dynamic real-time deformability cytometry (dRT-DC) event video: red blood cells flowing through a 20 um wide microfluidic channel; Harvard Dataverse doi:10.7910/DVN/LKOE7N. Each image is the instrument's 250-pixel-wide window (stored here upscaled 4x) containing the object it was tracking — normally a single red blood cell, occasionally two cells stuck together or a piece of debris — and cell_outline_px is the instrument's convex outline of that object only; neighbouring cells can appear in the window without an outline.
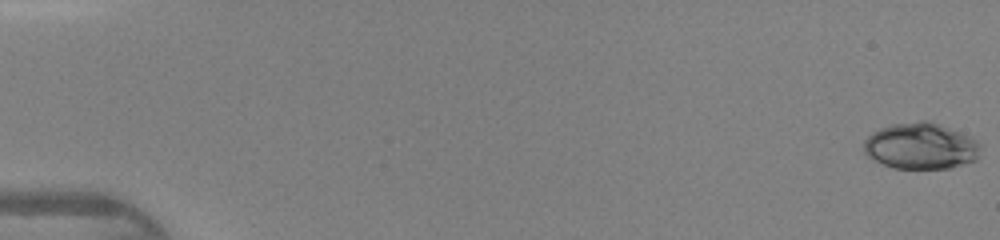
{"species": "human", "species_latin": "Homo sapiens", "temperature_condition": "warm", "stored_images_in_passage": 46, "camera_frame_rate_fps": 3000, "um_per_image_px": 0.085, "donor": {"sex": "female"}, "frame": {"image": 1, "passage_image": 1, "time_ms": 0.0, "image_size_px": [1000, 240], "cell_outline_px": [[980, 148], [976, 160], [952, 168], [892, 168], [872, 160], [864, 152], [864, 140], [872, 132], [880, 128], [892, 124], [920, 120], [928, 120], [940, 124], [972, 136], [980, 144]], "centroid_in_image_um": [78.27, 12.41], "position_along_channel_um": 6.7, "area_um2": 31.79}}
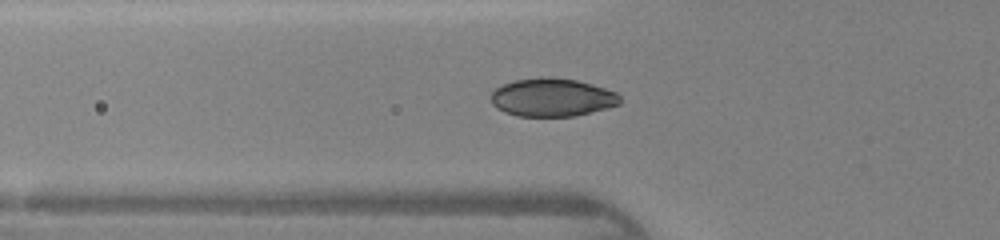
{"frame": {"image": 2, "passage_image": 17, "time_ms": 5.333, "image_size_px": [1000, 240], "cell_outline_px": [[620, 104], [608, 108], [576, 116], [516, 116], [504, 112], [496, 108], [492, 104], [492, 92], [496, 88], [504, 84], [516, 80], [544, 76], [552, 76], [576, 80], [592, 84], [616, 92], [620, 96]], "centroid_in_image_um": [46.94, 8.28], "position_along_channel_um": 78.9, "area_um2": 28.84}}
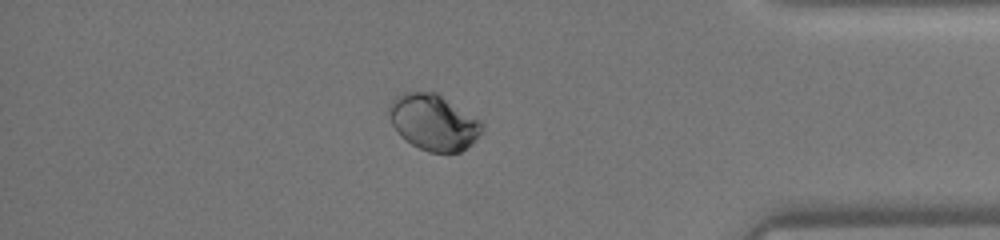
{"frame": {"image": 3, "passage_image": 40, "time_ms": 13.0, "image_size_px": [1000, 240], "cell_outline_px": [[484, 128], [460, 152], [428, 152], [404, 140], [400, 136], [384, 112], [388, 104], [396, 96], [404, 92], [436, 92], [480, 120], [484, 124]], "centroid_in_image_um": [36.76, 10.37], "position_along_channel_um": 398.4, "area_um2": 30.23}}